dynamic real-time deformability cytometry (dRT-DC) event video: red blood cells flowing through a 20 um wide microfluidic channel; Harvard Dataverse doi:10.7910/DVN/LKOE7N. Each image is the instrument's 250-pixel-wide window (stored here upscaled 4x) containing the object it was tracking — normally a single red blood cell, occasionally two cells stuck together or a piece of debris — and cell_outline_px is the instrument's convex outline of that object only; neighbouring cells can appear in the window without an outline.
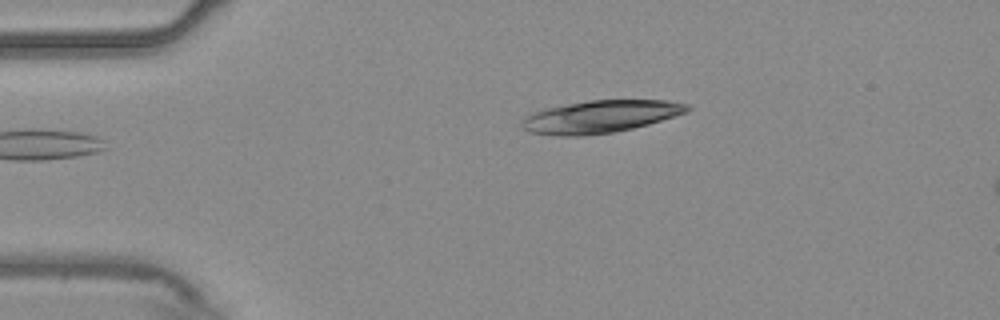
{"species": "common noctule bat (a hibernating species)", "species_latin": "Nyctalus noctula", "temperature_condition": "warm", "stored_images_in_passage": 43, "camera_frame_rate_fps": 3000, "um_per_image_px": 0.085, "animal": {"sex": "male", "body_mass_g": 20.4}, "frame": {"image": 1, "passage_image": 1, "time_ms": 0.0, "image_size_px": [1000, 320], "cell_outline_px": [[692, 108], [688, 112], [648, 124], [632, 128], [612, 132], [580, 136], [556, 136], [528, 132], [520, 124], [524, 116], [532, 112], [544, 108], [588, 100], [668, 100], [688, 104]], "centroid_in_image_um": [51.0, 9.91], "position_along_channel_um": 34.0, "area_um2": 31.44}}